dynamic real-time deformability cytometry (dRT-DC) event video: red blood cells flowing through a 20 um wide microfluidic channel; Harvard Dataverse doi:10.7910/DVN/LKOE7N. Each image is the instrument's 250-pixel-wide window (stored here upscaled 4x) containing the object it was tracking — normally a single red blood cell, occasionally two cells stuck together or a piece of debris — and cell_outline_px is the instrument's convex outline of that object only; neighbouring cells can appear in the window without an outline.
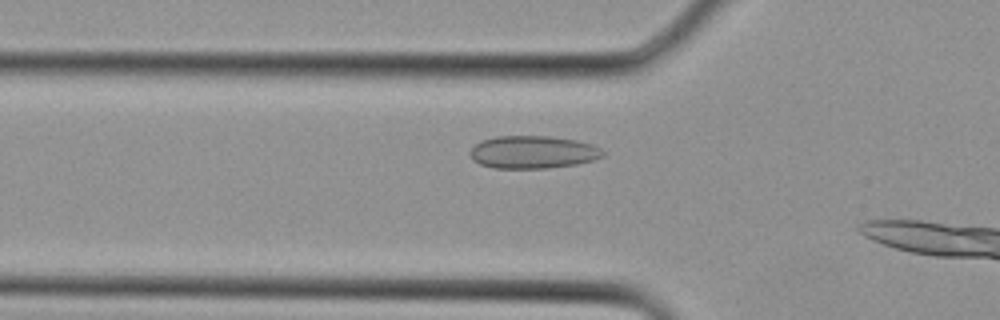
{"species": "Egyptian fruit bat (a non-hibernating species)", "species_latin": "Rousettus aegyptiacus", "temperature_condition": "cold", "stored_images_in_passage": 4, "camera_frame_rate_fps": 3000, "um_per_image_px": 0.085, "animal": {"sex": "female"}, "frame": {"image": 1, "passage_image": 3, "time_ms": 0.667, "image_size_px": [1000, 320], "cell_outline_px": [[604, 156], [592, 160], [576, 164], [548, 168], [492, 168], [480, 164], [472, 160], [468, 152], [476, 144], [484, 140], [496, 136], [548, 136], [576, 140], [592, 144], [600, 148], [604, 152]], "centroid_in_image_um": [45.28, 12.93], "position_along_channel_um": 80.5, "area_um2": 25.32}}